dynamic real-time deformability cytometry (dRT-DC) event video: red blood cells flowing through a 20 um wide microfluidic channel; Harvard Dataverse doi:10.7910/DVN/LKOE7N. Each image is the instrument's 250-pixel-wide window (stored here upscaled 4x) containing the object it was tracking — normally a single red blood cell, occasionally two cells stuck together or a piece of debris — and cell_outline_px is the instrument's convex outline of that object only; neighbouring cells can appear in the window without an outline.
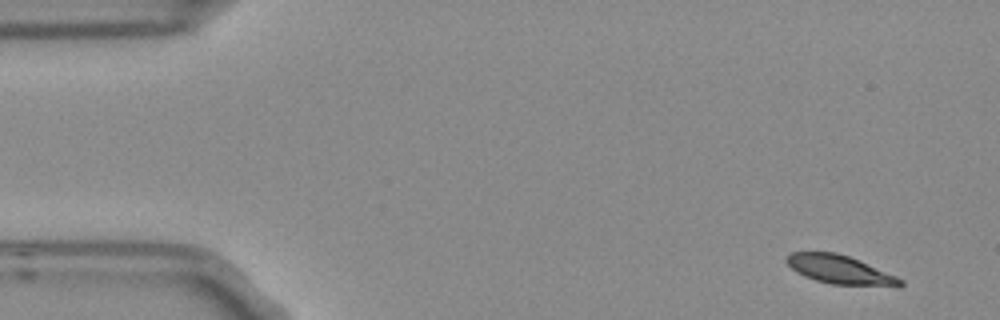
{"species": "Egyptian fruit bat (a non-hibernating species)", "species_latin": "Rousettus aegyptiacus", "temperature_condition": "room temperature", "stored_images_in_passage": 5, "camera_frame_rate_fps": 3000, "um_per_image_px": 0.085, "frame": {"image": 1, "passage_image": 1, "time_ms": 0.0, "image_size_px": [1000, 320], "cell_outline_px": [[904, 284], [900, 288], [832, 284], [816, 280], [804, 276], [796, 272], [784, 260], [784, 256], [792, 252], [836, 252], [848, 256], [896, 276], [904, 280]], "centroid_in_image_um": [71.43, 22.95], "position_along_channel_um": 13.6, "area_um2": 19.25}}